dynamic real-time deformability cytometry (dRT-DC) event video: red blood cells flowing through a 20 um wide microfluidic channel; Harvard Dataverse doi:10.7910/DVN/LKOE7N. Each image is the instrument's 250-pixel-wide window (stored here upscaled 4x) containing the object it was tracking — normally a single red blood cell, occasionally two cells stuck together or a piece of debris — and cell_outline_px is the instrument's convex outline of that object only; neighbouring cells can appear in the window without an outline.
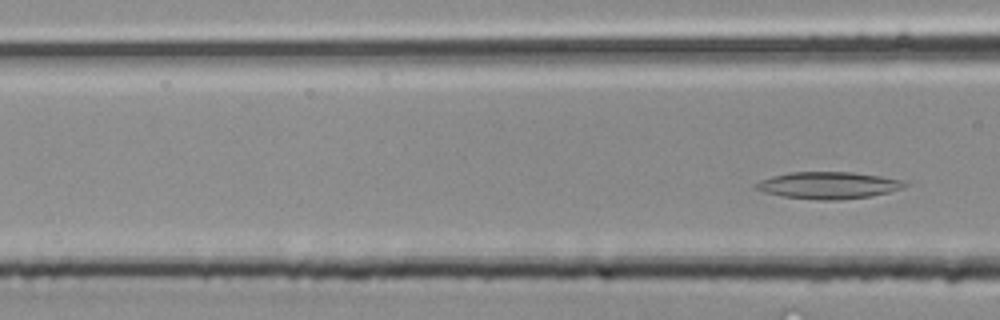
{"species": "common noctule bat (a hibernating species)", "species_latin": "Nyctalus noctula", "temperature_condition": "room temperature", "stored_images_in_passage": 4, "segment_of_instrument_passage": [2, 2], "camera_frame_rate_fps": 3000, "um_per_image_px": 0.085, "animal": {"sex": "male", "body_mass_g": 20.4}, "frame": {"image": 1, "passage_image": 4, "time_ms": 1.0, "image_size_px": [1000, 320], "cell_outline_px": [[908, 184], [904, 188], [872, 196], [836, 200], [820, 200], [780, 196], [764, 192], [752, 188], [752, 184], [760, 180], [772, 176], [792, 172], [852, 172], [880, 176], [900, 180]], "centroid_in_image_um": [70.35, 15.75], "position_along_channel_um": 96.2, "area_um2": 23.41}}